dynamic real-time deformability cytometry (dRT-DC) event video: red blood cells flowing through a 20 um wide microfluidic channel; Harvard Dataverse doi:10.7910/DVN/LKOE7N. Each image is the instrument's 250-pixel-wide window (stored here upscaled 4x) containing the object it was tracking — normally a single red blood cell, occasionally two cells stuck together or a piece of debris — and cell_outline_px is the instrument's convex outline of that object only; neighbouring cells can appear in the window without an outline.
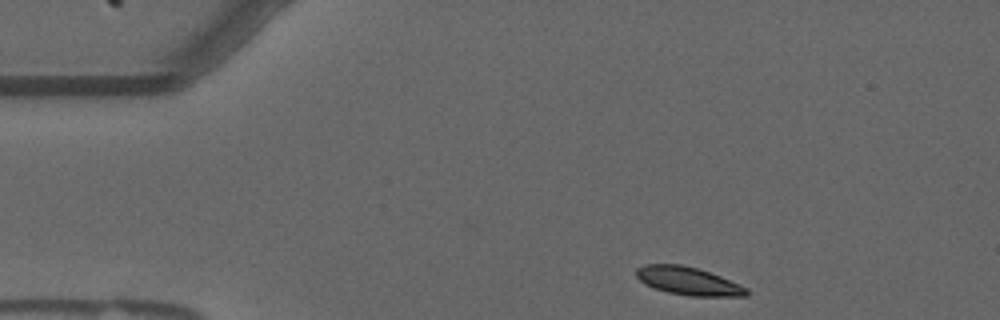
{"species": "common noctule bat (a hibernating species)", "species_latin": "Nyctalus noctula", "temperature_condition": "warm", "stored_images_in_passage": 48, "camera_frame_rate_fps": 3000, "um_per_image_px": 0.085, "animal": {"sex": "male", "forearm_length_mm": 52.5}, "frame": {"image": 1, "passage_image": 1, "time_ms": 0.0, "image_size_px": [1000, 320], "cell_outline_px": [[748, 296], [688, 296], [668, 292], [644, 284], [636, 276], [636, 268], [644, 264], [680, 264], [696, 268], [720, 276], [740, 284], [748, 288]], "centroid_in_image_um": [58.5, 23.89], "position_along_channel_um": 26.5, "area_um2": 17.98}}
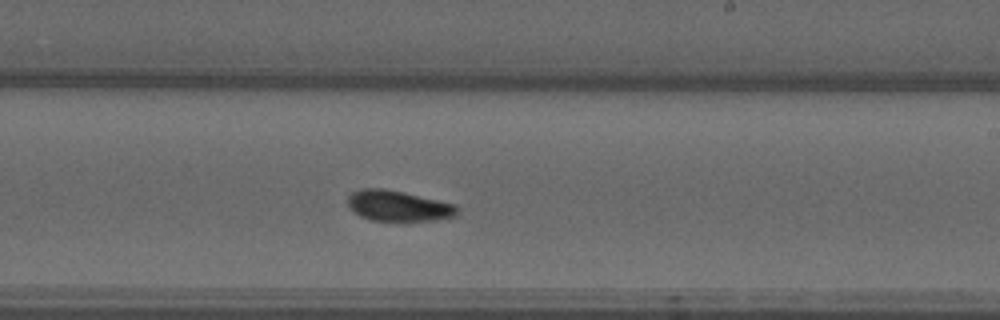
{"frame": {"image": 2, "passage_image": 25, "time_ms": 8.0, "image_size_px": [1000, 320], "cell_outline_px": [[460, 212], [456, 216], [436, 220], [372, 220], [360, 216], [352, 212], [348, 204], [348, 196], [352, 192], [364, 188], [384, 188], [404, 192], [456, 204]], "centroid_in_image_um": [33.87, 17.49], "position_along_channel_um": 255.1, "area_um2": 19.59}}
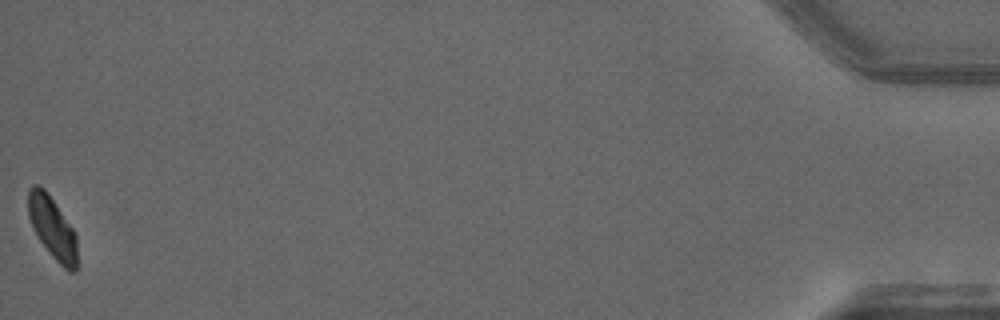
{"frame": {"image": 3, "passage_image": 48, "time_ms": 15.667, "image_size_px": [1000, 320], "cell_outline_px": [[76, 272], [68, 272], [48, 252], [40, 240], [28, 216], [28, 188], [32, 184], [36, 184], [44, 188], [48, 192], [72, 228], [76, 236]], "centroid_in_image_um": [4.44, 19.33], "position_along_channel_um": 430.8, "area_um2": 17.51}, "authors_computed_cell_mechanics": {"area_um2": 18.9295, "velocity_mm_per_s": 3.6459, "shape_relaxation_time_tau1_ms": 5.0338, "shape_relaxation_time_tau2_ms": 3.1656, "deformation_change_tau1": 0.1476, "deformation_change_tau2": 0.0682}}